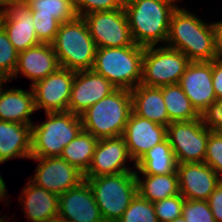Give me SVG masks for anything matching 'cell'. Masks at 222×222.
<instances>
[{
	"instance_id": "1",
	"label": "cell",
	"mask_w": 222,
	"mask_h": 222,
	"mask_svg": "<svg viewBox=\"0 0 222 222\" xmlns=\"http://www.w3.org/2000/svg\"><path fill=\"white\" fill-rule=\"evenodd\" d=\"M166 45L181 51L190 61L215 59L212 23L179 6L170 19Z\"/></svg>"
},
{
	"instance_id": "2",
	"label": "cell",
	"mask_w": 222,
	"mask_h": 222,
	"mask_svg": "<svg viewBox=\"0 0 222 222\" xmlns=\"http://www.w3.org/2000/svg\"><path fill=\"white\" fill-rule=\"evenodd\" d=\"M178 7L167 0H128L124 9L135 44L157 46L166 40L172 13Z\"/></svg>"
},
{
	"instance_id": "3",
	"label": "cell",
	"mask_w": 222,
	"mask_h": 222,
	"mask_svg": "<svg viewBox=\"0 0 222 222\" xmlns=\"http://www.w3.org/2000/svg\"><path fill=\"white\" fill-rule=\"evenodd\" d=\"M131 113L130 90L116 89L80 115L82 128L97 139L122 136Z\"/></svg>"
},
{
	"instance_id": "4",
	"label": "cell",
	"mask_w": 222,
	"mask_h": 222,
	"mask_svg": "<svg viewBox=\"0 0 222 222\" xmlns=\"http://www.w3.org/2000/svg\"><path fill=\"white\" fill-rule=\"evenodd\" d=\"M144 47L97 48L92 70L117 89L132 90L141 84Z\"/></svg>"
},
{
	"instance_id": "5",
	"label": "cell",
	"mask_w": 222,
	"mask_h": 222,
	"mask_svg": "<svg viewBox=\"0 0 222 222\" xmlns=\"http://www.w3.org/2000/svg\"><path fill=\"white\" fill-rule=\"evenodd\" d=\"M52 46L60 67L74 71L92 70L97 47L83 17L62 23Z\"/></svg>"
},
{
	"instance_id": "6",
	"label": "cell",
	"mask_w": 222,
	"mask_h": 222,
	"mask_svg": "<svg viewBox=\"0 0 222 222\" xmlns=\"http://www.w3.org/2000/svg\"><path fill=\"white\" fill-rule=\"evenodd\" d=\"M84 179L91 187L104 222H117L138 193L135 171Z\"/></svg>"
},
{
	"instance_id": "7",
	"label": "cell",
	"mask_w": 222,
	"mask_h": 222,
	"mask_svg": "<svg viewBox=\"0 0 222 222\" xmlns=\"http://www.w3.org/2000/svg\"><path fill=\"white\" fill-rule=\"evenodd\" d=\"M47 120L32 125L31 157H58L83 129L81 117L72 112L46 113Z\"/></svg>"
},
{
	"instance_id": "8",
	"label": "cell",
	"mask_w": 222,
	"mask_h": 222,
	"mask_svg": "<svg viewBox=\"0 0 222 222\" xmlns=\"http://www.w3.org/2000/svg\"><path fill=\"white\" fill-rule=\"evenodd\" d=\"M190 62L181 51L165 45L144 47L141 84L161 87L179 83Z\"/></svg>"
},
{
	"instance_id": "9",
	"label": "cell",
	"mask_w": 222,
	"mask_h": 222,
	"mask_svg": "<svg viewBox=\"0 0 222 222\" xmlns=\"http://www.w3.org/2000/svg\"><path fill=\"white\" fill-rule=\"evenodd\" d=\"M211 132L205 116L191 121L171 122L167 126V139L177 164L204 162Z\"/></svg>"
},
{
	"instance_id": "10",
	"label": "cell",
	"mask_w": 222,
	"mask_h": 222,
	"mask_svg": "<svg viewBox=\"0 0 222 222\" xmlns=\"http://www.w3.org/2000/svg\"><path fill=\"white\" fill-rule=\"evenodd\" d=\"M97 48L134 45L124 8L96 11L82 16Z\"/></svg>"
},
{
	"instance_id": "11",
	"label": "cell",
	"mask_w": 222,
	"mask_h": 222,
	"mask_svg": "<svg viewBox=\"0 0 222 222\" xmlns=\"http://www.w3.org/2000/svg\"><path fill=\"white\" fill-rule=\"evenodd\" d=\"M75 71L59 67L46 78L32 84L36 111L40 108L45 113L68 111Z\"/></svg>"
},
{
	"instance_id": "12",
	"label": "cell",
	"mask_w": 222,
	"mask_h": 222,
	"mask_svg": "<svg viewBox=\"0 0 222 222\" xmlns=\"http://www.w3.org/2000/svg\"><path fill=\"white\" fill-rule=\"evenodd\" d=\"M179 84L196 111L206 117L217 100L213 90L212 61H191Z\"/></svg>"
},
{
	"instance_id": "13",
	"label": "cell",
	"mask_w": 222,
	"mask_h": 222,
	"mask_svg": "<svg viewBox=\"0 0 222 222\" xmlns=\"http://www.w3.org/2000/svg\"><path fill=\"white\" fill-rule=\"evenodd\" d=\"M30 159L37 161L38 165L35 175L29 180L59 196L84 180V174L60 156L31 157Z\"/></svg>"
},
{
	"instance_id": "14",
	"label": "cell",
	"mask_w": 222,
	"mask_h": 222,
	"mask_svg": "<svg viewBox=\"0 0 222 222\" xmlns=\"http://www.w3.org/2000/svg\"><path fill=\"white\" fill-rule=\"evenodd\" d=\"M116 89L105 77L93 70L75 71L68 111L80 116Z\"/></svg>"
},
{
	"instance_id": "15",
	"label": "cell",
	"mask_w": 222,
	"mask_h": 222,
	"mask_svg": "<svg viewBox=\"0 0 222 222\" xmlns=\"http://www.w3.org/2000/svg\"><path fill=\"white\" fill-rule=\"evenodd\" d=\"M128 159L133 161L123 136L99 139L89 169L84 177L134 172L125 164Z\"/></svg>"
},
{
	"instance_id": "16",
	"label": "cell",
	"mask_w": 222,
	"mask_h": 222,
	"mask_svg": "<svg viewBox=\"0 0 222 222\" xmlns=\"http://www.w3.org/2000/svg\"><path fill=\"white\" fill-rule=\"evenodd\" d=\"M58 216L69 222H104L86 179L59 196Z\"/></svg>"
},
{
	"instance_id": "17",
	"label": "cell",
	"mask_w": 222,
	"mask_h": 222,
	"mask_svg": "<svg viewBox=\"0 0 222 222\" xmlns=\"http://www.w3.org/2000/svg\"><path fill=\"white\" fill-rule=\"evenodd\" d=\"M179 193L190 200L207 201L221 177L204 162L177 164Z\"/></svg>"
},
{
	"instance_id": "18",
	"label": "cell",
	"mask_w": 222,
	"mask_h": 222,
	"mask_svg": "<svg viewBox=\"0 0 222 222\" xmlns=\"http://www.w3.org/2000/svg\"><path fill=\"white\" fill-rule=\"evenodd\" d=\"M122 136L135 167L144 153L167 138V126L149 121L132 111Z\"/></svg>"
},
{
	"instance_id": "19",
	"label": "cell",
	"mask_w": 222,
	"mask_h": 222,
	"mask_svg": "<svg viewBox=\"0 0 222 222\" xmlns=\"http://www.w3.org/2000/svg\"><path fill=\"white\" fill-rule=\"evenodd\" d=\"M60 67L52 44L40 43L19 52L18 61L12 77L15 79L21 73L34 84L46 78Z\"/></svg>"
},
{
	"instance_id": "20",
	"label": "cell",
	"mask_w": 222,
	"mask_h": 222,
	"mask_svg": "<svg viewBox=\"0 0 222 222\" xmlns=\"http://www.w3.org/2000/svg\"><path fill=\"white\" fill-rule=\"evenodd\" d=\"M2 28L18 51L40 44L36 37L32 11L28 4H12L5 10Z\"/></svg>"
},
{
	"instance_id": "21",
	"label": "cell",
	"mask_w": 222,
	"mask_h": 222,
	"mask_svg": "<svg viewBox=\"0 0 222 222\" xmlns=\"http://www.w3.org/2000/svg\"><path fill=\"white\" fill-rule=\"evenodd\" d=\"M21 201L27 220L31 222H48L58 217L59 195L39 187L28 180L22 189Z\"/></svg>"
},
{
	"instance_id": "22",
	"label": "cell",
	"mask_w": 222,
	"mask_h": 222,
	"mask_svg": "<svg viewBox=\"0 0 222 222\" xmlns=\"http://www.w3.org/2000/svg\"><path fill=\"white\" fill-rule=\"evenodd\" d=\"M32 125L0 120V162L31 158Z\"/></svg>"
},
{
	"instance_id": "23",
	"label": "cell",
	"mask_w": 222,
	"mask_h": 222,
	"mask_svg": "<svg viewBox=\"0 0 222 222\" xmlns=\"http://www.w3.org/2000/svg\"><path fill=\"white\" fill-rule=\"evenodd\" d=\"M132 111L149 121L168 126L170 119L160 87L138 85L131 91Z\"/></svg>"
},
{
	"instance_id": "24",
	"label": "cell",
	"mask_w": 222,
	"mask_h": 222,
	"mask_svg": "<svg viewBox=\"0 0 222 222\" xmlns=\"http://www.w3.org/2000/svg\"><path fill=\"white\" fill-rule=\"evenodd\" d=\"M36 111L34 93L31 91L11 88L0 90V120L33 125L30 119Z\"/></svg>"
},
{
	"instance_id": "25",
	"label": "cell",
	"mask_w": 222,
	"mask_h": 222,
	"mask_svg": "<svg viewBox=\"0 0 222 222\" xmlns=\"http://www.w3.org/2000/svg\"><path fill=\"white\" fill-rule=\"evenodd\" d=\"M140 174L164 175L177 171V162L174 152L166 138L158 143L135 163Z\"/></svg>"
},
{
	"instance_id": "26",
	"label": "cell",
	"mask_w": 222,
	"mask_h": 222,
	"mask_svg": "<svg viewBox=\"0 0 222 222\" xmlns=\"http://www.w3.org/2000/svg\"><path fill=\"white\" fill-rule=\"evenodd\" d=\"M135 175L138 194L151 203L180 194L177 171L164 175L143 174L145 180L140 179L138 171Z\"/></svg>"
},
{
	"instance_id": "27",
	"label": "cell",
	"mask_w": 222,
	"mask_h": 222,
	"mask_svg": "<svg viewBox=\"0 0 222 222\" xmlns=\"http://www.w3.org/2000/svg\"><path fill=\"white\" fill-rule=\"evenodd\" d=\"M99 139L91 133L81 130L80 133L63 148L60 155L69 164L85 174L90 166Z\"/></svg>"
},
{
	"instance_id": "28",
	"label": "cell",
	"mask_w": 222,
	"mask_h": 222,
	"mask_svg": "<svg viewBox=\"0 0 222 222\" xmlns=\"http://www.w3.org/2000/svg\"><path fill=\"white\" fill-rule=\"evenodd\" d=\"M162 90L165 106L171 122L191 121L201 117L192 106L179 83L164 85Z\"/></svg>"
},
{
	"instance_id": "29",
	"label": "cell",
	"mask_w": 222,
	"mask_h": 222,
	"mask_svg": "<svg viewBox=\"0 0 222 222\" xmlns=\"http://www.w3.org/2000/svg\"><path fill=\"white\" fill-rule=\"evenodd\" d=\"M31 11L53 15L61 24L74 20L78 15L73 0H31L27 3Z\"/></svg>"
},
{
	"instance_id": "30",
	"label": "cell",
	"mask_w": 222,
	"mask_h": 222,
	"mask_svg": "<svg viewBox=\"0 0 222 222\" xmlns=\"http://www.w3.org/2000/svg\"><path fill=\"white\" fill-rule=\"evenodd\" d=\"M117 222H158L153 203L138 193Z\"/></svg>"
},
{
	"instance_id": "31",
	"label": "cell",
	"mask_w": 222,
	"mask_h": 222,
	"mask_svg": "<svg viewBox=\"0 0 222 222\" xmlns=\"http://www.w3.org/2000/svg\"><path fill=\"white\" fill-rule=\"evenodd\" d=\"M32 17L38 41L52 44L61 23L53 15L38 14V11H32Z\"/></svg>"
},
{
	"instance_id": "32",
	"label": "cell",
	"mask_w": 222,
	"mask_h": 222,
	"mask_svg": "<svg viewBox=\"0 0 222 222\" xmlns=\"http://www.w3.org/2000/svg\"><path fill=\"white\" fill-rule=\"evenodd\" d=\"M19 52L9 41L8 36L3 28L0 29V73L8 80L12 77Z\"/></svg>"
},
{
	"instance_id": "33",
	"label": "cell",
	"mask_w": 222,
	"mask_h": 222,
	"mask_svg": "<svg viewBox=\"0 0 222 222\" xmlns=\"http://www.w3.org/2000/svg\"><path fill=\"white\" fill-rule=\"evenodd\" d=\"M185 198L181 195L164 198L153 203L158 222H170L182 215Z\"/></svg>"
},
{
	"instance_id": "34",
	"label": "cell",
	"mask_w": 222,
	"mask_h": 222,
	"mask_svg": "<svg viewBox=\"0 0 222 222\" xmlns=\"http://www.w3.org/2000/svg\"><path fill=\"white\" fill-rule=\"evenodd\" d=\"M182 216L187 222H216L207 201L185 199Z\"/></svg>"
},
{
	"instance_id": "35",
	"label": "cell",
	"mask_w": 222,
	"mask_h": 222,
	"mask_svg": "<svg viewBox=\"0 0 222 222\" xmlns=\"http://www.w3.org/2000/svg\"><path fill=\"white\" fill-rule=\"evenodd\" d=\"M204 163L222 178V133L211 132L207 141Z\"/></svg>"
},
{
	"instance_id": "36",
	"label": "cell",
	"mask_w": 222,
	"mask_h": 222,
	"mask_svg": "<svg viewBox=\"0 0 222 222\" xmlns=\"http://www.w3.org/2000/svg\"><path fill=\"white\" fill-rule=\"evenodd\" d=\"M73 3L79 17L96 11H114L124 8L121 0H73Z\"/></svg>"
},
{
	"instance_id": "37",
	"label": "cell",
	"mask_w": 222,
	"mask_h": 222,
	"mask_svg": "<svg viewBox=\"0 0 222 222\" xmlns=\"http://www.w3.org/2000/svg\"><path fill=\"white\" fill-rule=\"evenodd\" d=\"M216 222H222V178L207 200Z\"/></svg>"
},
{
	"instance_id": "38",
	"label": "cell",
	"mask_w": 222,
	"mask_h": 222,
	"mask_svg": "<svg viewBox=\"0 0 222 222\" xmlns=\"http://www.w3.org/2000/svg\"><path fill=\"white\" fill-rule=\"evenodd\" d=\"M206 118L212 132L222 131V98L216 100L214 108Z\"/></svg>"
},
{
	"instance_id": "39",
	"label": "cell",
	"mask_w": 222,
	"mask_h": 222,
	"mask_svg": "<svg viewBox=\"0 0 222 222\" xmlns=\"http://www.w3.org/2000/svg\"><path fill=\"white\" fill-rule=\"evenodd\" d=\"M212 82L216 99L222 98V61L212 60Z\"/></svg>"
},
{
	"instance_id": "40",
	"label": "cell",
	"mask_w": 222,
	"mask_h": 222,
	"mask_svg": "<svg viewBox=\"0 0 222 222\" xmlns=\"http://www.w3.org/2000/svg\"><path fill=\"white\" fill-rule=\"evenodd\" d=\"M212 28L215 59L222 61V21L213 22Z\"/></svg>"
},
{
	"instance_id": "41",
	"label": "cell",
	"mask_w": 222,
	"mask_h": 222,
	"mask_svg": "<svg viewBox=\"0 0 222 222\" xmlns=\"http://www.w3.org/2000/svg\"><path fill=\"white\" fill-rule=\"evenodd\" d=\"M22 3V0H0V8L7 9L12 4Z\"/></svg>"
},
{
	"instance_id": "42",
	"label": "cell",
	"mask_w": 222,
	"mask_h": 222,
	"mask_svg": "<svg viewBox=\"0 0 222 222\" xmlns=\"http://www.w3.org/2000/svg\"><path fill=\"white\" fill-rule=\"evenodd\" d=\"M1 164V162H0ZM6 185H5V182L0 174V201H2L3 199H6ZM5 197V198H4Z\"/></svg>"
},
{
	"instance_id": "43",
	"label": "cell",
	"mask_w": 222,
	"mask_h": 222,
	"mask_svg": "<svg viewBox=\"0 0 222 222\" xmlns=\"http://www.w3.org/2000/svg\"><path fill=\"white\" fill-rule=\"evenodd\" d=\"M7 82H9L8 79L0 73V90H1V88H3V86H2L3 83H7Z\"/></svg>"
},
{
	"instance_id": "44",
	"label": "cell",
	"mask_w": 222,
	"mask_h": 222,
	"mask_svg": "<svg viewBox=\"0 0 222 222\" xmlns=\"http://www.w3.org/2000/svg\"><path fill=\"white\" fill-rule=\"evenodd\" d=\"M4 15H5V9L0 8V29L2 28Z\"/></svg>"
},
{
	"instance_id": "45",
	"label": "cell",
	"mask_w": 222,
	"mask_h": 222,
	"mask_svg": "<svg viewBox=\"0 0 222 222\" xmlns=\"http://www.w3.org/2000/svg\"><path fill=\"white\" fill-rule=\"evenodd\" d=\"M48 222H69V221L64 220L58 216V217H55V218L49 220Z\"/></svg>"
},
{
	"instance_id": "46",
	"label": "cell",
	"mask_w": 222,
	"mask_h": 222,
	"mask_svg": "<svg viewBox=\"0 0 222 222\" xmlns=\"http://www.w3.org/2000/svg\"><path fill=\"white\" fill-rule=\"evenodd\" d=\"M170 222H187V221H185L183 216L181 215L180 217H177Z\"/></svg>"
},
{
	"instance_id": "47",
	"label": "cell",
	"mask_w": 222,
	"mask_h": 222,
	"mask_svg": "<svg viewBox=\"0 0 222 222\" xmlns=\"http://www.w3.org/2000/svg\"><path fill=\"white\" fill-rule=\"evenodd\" d=\"M167 1H169V2L173 3L174 5H176V2L179 1V0H167Z\"/></svg>"
},
{
	"instance_id": "48",
	"label": "cell",
	"mask_w": 222,
	"mask_h": 222,
	"mask_svg": "<svg viewBox=\"0 0 222 222\" xmlns=\"http://www.w3.org/2000/svg\"><path fill=\"white\" fill-rule=\"evenodd\" d=\"M31 0H22V3H25V4H27V3H29Z\"/></svg>"
}]
</instances>
